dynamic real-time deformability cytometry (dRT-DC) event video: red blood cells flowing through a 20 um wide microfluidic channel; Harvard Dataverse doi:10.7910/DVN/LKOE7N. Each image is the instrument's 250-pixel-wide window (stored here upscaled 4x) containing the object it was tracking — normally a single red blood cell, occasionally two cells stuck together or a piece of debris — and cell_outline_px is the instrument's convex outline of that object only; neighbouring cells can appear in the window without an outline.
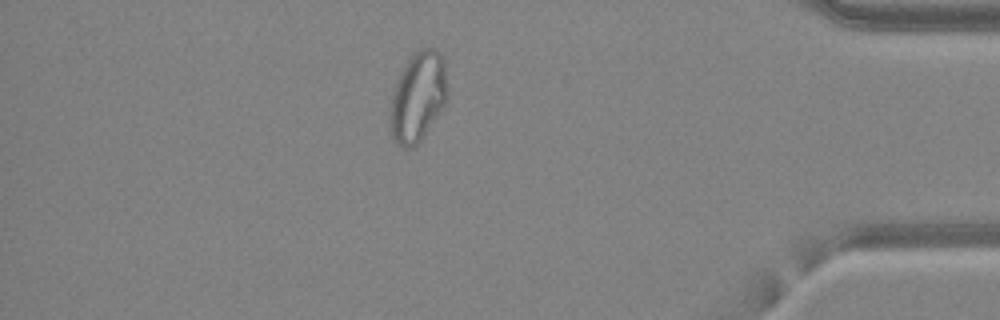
{"species": "common noctule bat (a hibernating species)", "species_latin": "Nyctalus noctula", "temperature_condition": "warm", "stored_images_in_passage": 45, "camera_frame_rate_fps": 3000, "um_per_image_px": 0.085, "animal": {"sex": "female", "body_mass_g": 24.6, "forearm_length_mm": 56.2}, "frame": {"image": 1, "passage_image": 39, "time_ms": 12.667, "image_size_px": [1000, 320], "cell_outline_px": [[448, 96], [444, 104], [420, 140], [412, 148], [404, 148], [392, 136], [388, 120], [388, 112], [392, 92], [396, 80], [400, 72], [408, 60], [420, 48], [436, 48], [440, 52], [444, 60], [448, 92]], "centroid_in_image_um": [35.5, 8.2], "position_along_channel_um": 399.7, "area_um2": 30.0}, "authors_computed_cell_mechanics": {"area_um2": 29.189, "velocity_mm_per_s": 4.2636, "shape_relaxation_time_tau1_ms": null, "shape_relaxation_time_tau2_ms": 1.358, "deformation_change_tau1": null, "deformation_change_tau2": 0.074}}